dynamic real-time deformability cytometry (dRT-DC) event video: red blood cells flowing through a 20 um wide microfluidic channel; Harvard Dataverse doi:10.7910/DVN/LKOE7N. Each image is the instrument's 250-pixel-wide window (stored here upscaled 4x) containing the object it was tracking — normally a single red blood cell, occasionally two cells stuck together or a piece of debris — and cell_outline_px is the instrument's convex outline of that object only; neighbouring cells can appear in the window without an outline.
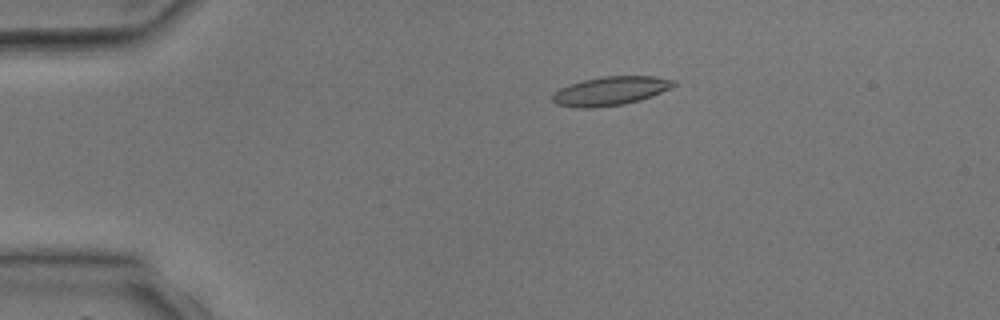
{"species": "common noctule bat (a hibernating species)", "species_latin": "Nyctalus noctula", "temperature_condition": "room temperature", "stored_images_in_passage": 4, "camera_frame_rate_fps": 3000, "um_per_image_px": 0.085, "animal": {"sex": "male", "body_mass_g": 17.9, "forearm_length_mm": 54.2}, "frame": {"image": 1, "passage_image": 3, "time_ms": 2.333, "image_size_px": [1000, 320], "cell_outline_px": [[676, 84], [672, 88], [652, 96], [640, 100], [624, 104], [592, 108], [576, 108], [556, 104], [552, 100], [552, 96], [560, 88], [568, 84], [584, 80], [604, 76], [652, 76], [676, 80]], "centroid_in_image_um": [51.9, 7.73], "position_along_channel_um": 33.1, "area_um2": 20.4}}